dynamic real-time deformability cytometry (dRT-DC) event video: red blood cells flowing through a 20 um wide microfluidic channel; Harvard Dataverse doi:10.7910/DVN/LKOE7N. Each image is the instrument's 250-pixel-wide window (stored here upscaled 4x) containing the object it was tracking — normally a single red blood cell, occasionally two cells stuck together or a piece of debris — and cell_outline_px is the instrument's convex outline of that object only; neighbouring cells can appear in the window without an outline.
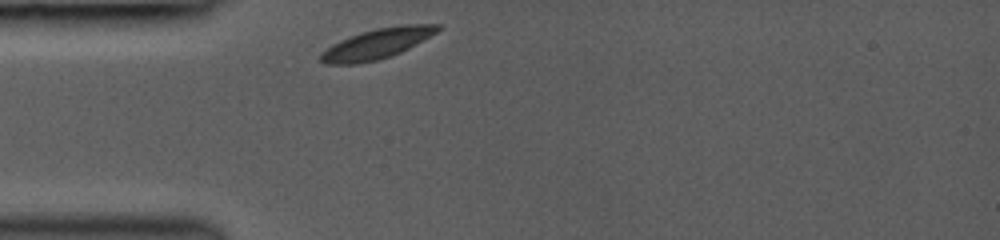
{"species": "common noctule bat (a hibernating species)", "species_latin": "Nyctalus noctula", "temperature_condition": "room temperature", "stored_images_in_passage": 3, "camera_frame_rate_fps": 3000, "um_per_image_px": 0.085, "animal": {"sex": "female", "body_mass_g": 19.0, "forearm_length_mm": 53.3}, "frame": {"image": 1, "passage_image": 1, "time_ms": 0.0, "image_size_px": [1000, 240], "cell_outline_px": [[444, 28], [408, 48], [400, 52], [376, 60], [356, 64], [324, 64], [320, 60], [320, 52], [332, 44], [340, 40], [376, 28], [404, 24], [440, 24]], "centroid_in_image_um": [32.04, 3.71], "position_along_channel_um": 53.0, "area_um2": 20.35}}